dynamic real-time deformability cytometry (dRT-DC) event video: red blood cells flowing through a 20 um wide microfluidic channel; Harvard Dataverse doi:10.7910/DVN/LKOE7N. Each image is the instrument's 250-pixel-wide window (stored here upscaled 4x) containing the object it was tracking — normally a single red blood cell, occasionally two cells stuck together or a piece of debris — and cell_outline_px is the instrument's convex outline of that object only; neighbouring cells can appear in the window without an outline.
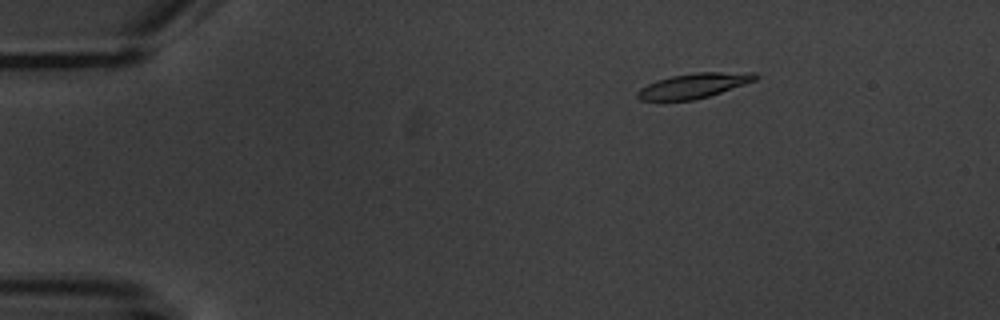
{"species": "common noctule bat (a hibernating species)", "species_latin": "Nyctalus noctula", "temperature_condition": "warm", "stored_images_in_passage": 5, "camera_frame_rate_fps": 3000, "um_per_image_px": 0.085, "animal": {"sex": "male", "body_mass_g": 20.1, "forearm_length_mm": 53.5}, "frame": {"image": 1, "passage_image": 3, "time_ms": 2.333, "image_size_px": [1000, 320], "cell_outline_px": [[760, 76], [756, 80], [708, 96], [692, 100], [640, 100], [636, 96], [636, 92], [640, 88], [656, 80], [672, 76], [696, 72], [756, 72]], "centroid_in_image_um": [58.98, 7.26], "position_along_channel_um": 26.0, "area_um2": 16.99}}